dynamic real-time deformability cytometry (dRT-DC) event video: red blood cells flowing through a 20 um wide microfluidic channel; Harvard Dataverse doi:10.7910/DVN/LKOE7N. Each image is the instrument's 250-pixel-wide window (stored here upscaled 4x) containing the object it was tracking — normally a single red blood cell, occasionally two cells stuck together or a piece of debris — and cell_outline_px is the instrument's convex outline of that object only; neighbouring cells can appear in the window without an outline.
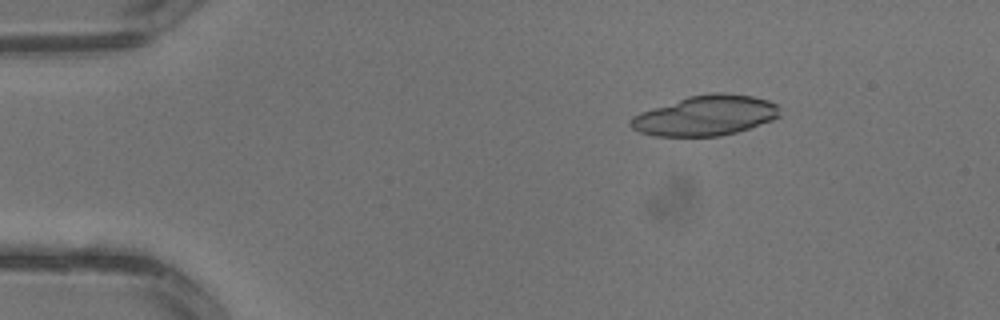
{"species": "common noctule bat (a hibernating species)", "species_latin": "Nyctalus noctula", "temperature_condition": "warm", "stored_images_in_passage": 3, "camera_frame_rate_fps": 3000, "um_per_image_px": 0.085, "animal": {"sex": "male", "body_mass_g": 13.3}, "frame": {"image": 1, "passage_image": 2, "time_ms": 0.333, "image_size_px": [1000, 320], "cell_outline_px": [[780, 116], [772, 120], [736, 132], [720, 136], [656, 136], [640, 132], [632, 128], [628, 124], [628, 120], [632, 116], [640, 112], [688, 96], [712, 92], [724, 92], [752, 96], [768, 100], [776, 104], [780, 108]], "centroid_in_image_um": [59.95, 9.81], "position_along_channel_um": 25.0, "area_um2": 34.97}}